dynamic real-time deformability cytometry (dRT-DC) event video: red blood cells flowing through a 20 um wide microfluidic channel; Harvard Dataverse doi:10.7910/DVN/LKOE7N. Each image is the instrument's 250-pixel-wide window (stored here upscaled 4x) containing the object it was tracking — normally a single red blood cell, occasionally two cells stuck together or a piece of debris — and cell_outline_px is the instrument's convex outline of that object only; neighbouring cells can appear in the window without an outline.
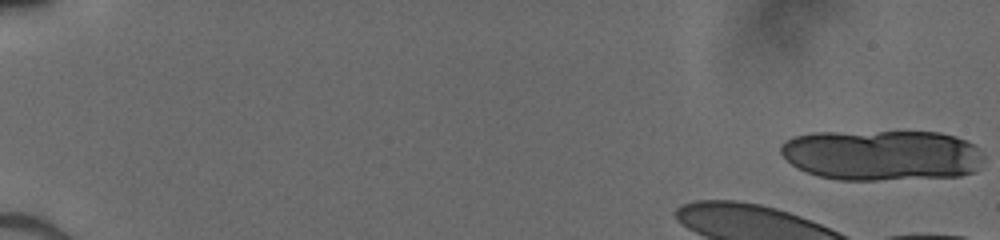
{"species": "human", "species_latin": "Homo sapiens", "temperature_condition": "cold", "stored_images_in_passage": 17, "camera_frame_rate_fps": 3000, "um_per_image_px": 0.085, "donor": {"sex": "male"}, "frame": {"image": 1, "passage_image": 1, "time_ms": 0.0, "image_size_px": [1000, 240], "cell_outline_px": [[984, 160], [976, 172], [960, 176], [876, 180], [840, 180], [820, 176], [808, 172], [792, 164], [780, 152], [780, 148], [792, 136], [812, 132], [940, 132], [956, 136], [972, 144], [984, 156]], "centroid_in_image_um": [74.99, 13.19], "position_along_channel_um": 10.0, "area_um2": 60.05}}
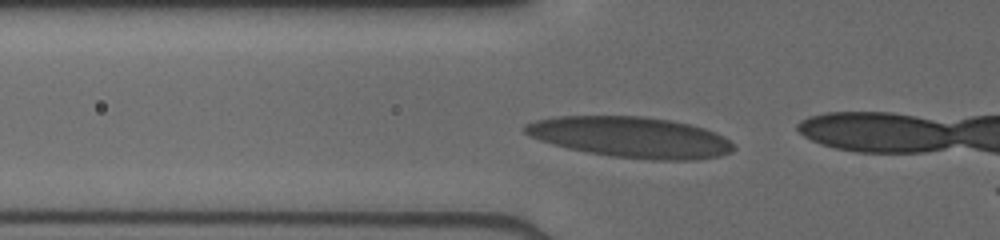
{"frame": {"image": 2, "passage_image": 15, "time_ms": 4.667, "image_size_px": [1000, 240], "cell_outline_px": [[736, 148], [732, 152], [720, 156], [696, 160], [652, 160], [612, 156], [588, 152], [568, 148], [552, 144], [528, 136], [520, 128], [524, 124], [536, 120], [560, 116], [644, 116], [668, 120], [688, 124], [704, 128], [716, 132], [724, 136]], "centroid_in_image_um": [53.6, 11.66], "position_along_channel_um": 72.2, "area_um2": 49.71}}